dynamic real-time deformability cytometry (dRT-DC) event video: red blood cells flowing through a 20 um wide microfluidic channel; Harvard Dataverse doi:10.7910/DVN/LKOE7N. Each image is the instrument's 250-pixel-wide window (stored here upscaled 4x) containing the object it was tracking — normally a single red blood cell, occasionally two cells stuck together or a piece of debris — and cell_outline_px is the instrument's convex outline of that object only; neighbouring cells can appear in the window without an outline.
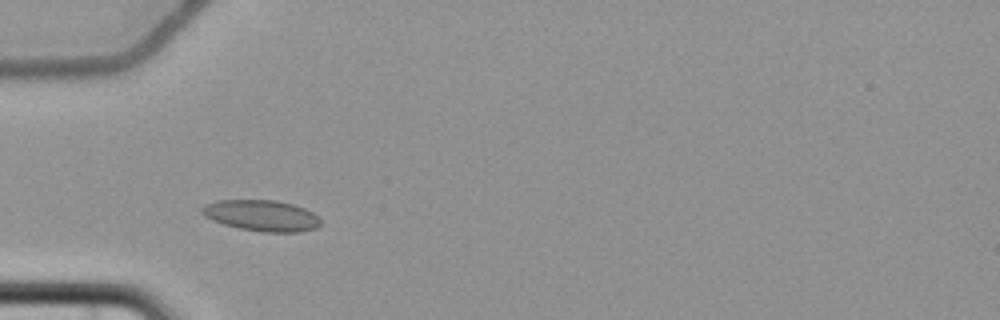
{"species": "common noctule bat (a hibernating species)", "species_latin": "Nyctalus noctula", "temperature_condition": "cold", "stored_images_in_passage": 7, "camera_frame_rate_fps": 3000, "um_per_image_px": 0.085, "animal": {"sex": "female", "body_mass_g": 22.7, "forearm_length_mm": 54.2}, "frame": {"image": 1, "passage_image": 1, "time_ms": 0.0, "image_size_px": [1000, 320], "cell_outline_px": [[320, 224], [316, 228], [300, 232], [260, 232], [240, 228], [224, 224], [212, 220], [204, 216], [200, 212], [200, 208], [204, 204], [216, 200], [276, 200], [292, 204], [304, 208], [312, 212], [320, 220]], "centroid_in_image_um": [22.2, 18.32], "position_along_channel_um": 62.8, "area_um2": 21.56}}
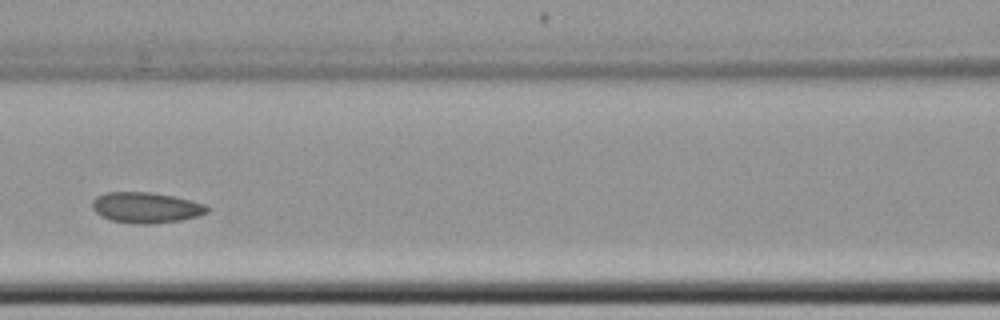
{"frame": {"image": 2, "passage_image": 3, "time_ms": 2.667, "image_size_px": [1000, 320], "cell_outline_px": [[208, 212], [200, 216], [180, 220], [148, 224], [132, 224], [112, 220], [100, 216], [92, 208], [92, 200], [96, 196], [104, 192], [152, 192], [172, 196], [204, 204], [208, 208]], "centroid_in_image_um": [12.37, 17.64], "position_along_channel_um": 154.2, "area_um2": 20.58}}
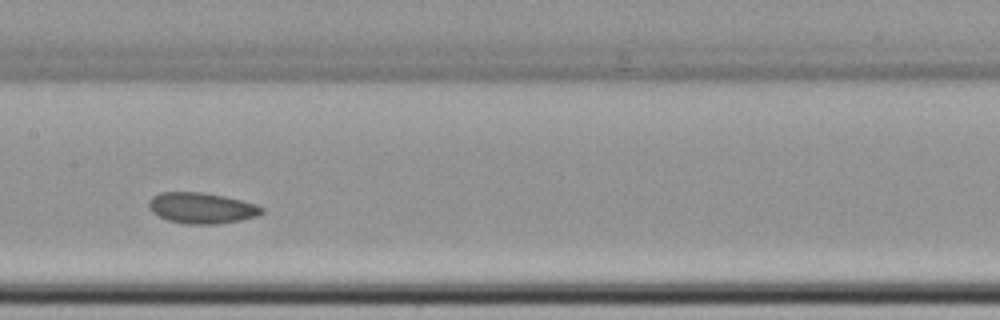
{"frame": {"image": 3, "passage_image": 4, "time_ms": 3.667, "image_size_px": [1000, 320], "cell_outline_px": [[264, 212], [256, 216], [240, 220], [220, 224], [184, 224], [168, 220], [152, 212], [148, 208], [148, 200], [152, 196], [160, 192], [204, 192], [224, 196], [256, 204], [264, 208]], "centroid_in_image_um": [17.12, 17.68], "position_along_channel_um": 190.3, "area_um2": 20.46}}